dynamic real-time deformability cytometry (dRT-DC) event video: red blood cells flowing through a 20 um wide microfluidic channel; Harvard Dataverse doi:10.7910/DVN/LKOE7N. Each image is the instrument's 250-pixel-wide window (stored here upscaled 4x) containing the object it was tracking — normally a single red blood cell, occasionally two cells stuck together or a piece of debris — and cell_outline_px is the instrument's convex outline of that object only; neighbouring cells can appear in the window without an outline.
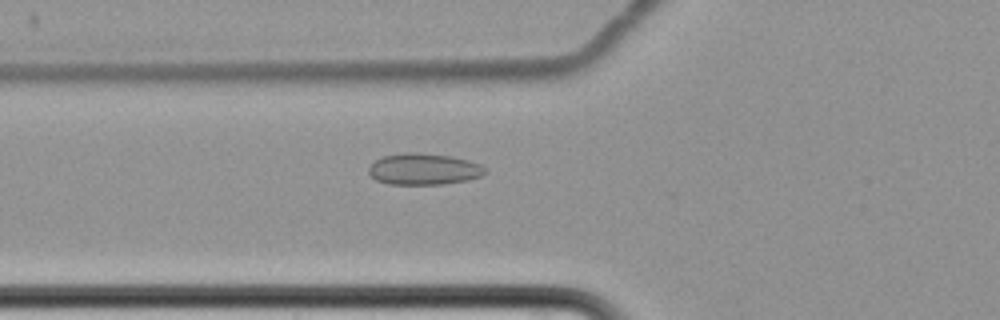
{"species": "common noctule bat (a hibernating species)", "species_latin": "Nyctalus noctula", "temperature_condition": "cold", "stored_images_in_passage": 4, "camera_frame_rate_fps": 3000, "um_per_image_px": 0.085, "animal": {"sex": "female", "body_mass_g": 22.7, "forearm_length_mm": 54.2}, "frame": {"image": 1, "passage_image": 4, "time_ms": 3.333, "image_size_px": [1000, 320], "cell_outline_px": [[488, 172], [480, 176], [468, 180], [444, 184], [388, 184], [376, 180], [368, 172], [368, 168], [376, 160], [384, 156], [404, 152], [416, 152], [452, 156], [468, 160], [480, 164]], "centroid_in_image_um": [36.03, 14.37], "position_along_channel_um": 89.8, "area_um2": 21.33}}